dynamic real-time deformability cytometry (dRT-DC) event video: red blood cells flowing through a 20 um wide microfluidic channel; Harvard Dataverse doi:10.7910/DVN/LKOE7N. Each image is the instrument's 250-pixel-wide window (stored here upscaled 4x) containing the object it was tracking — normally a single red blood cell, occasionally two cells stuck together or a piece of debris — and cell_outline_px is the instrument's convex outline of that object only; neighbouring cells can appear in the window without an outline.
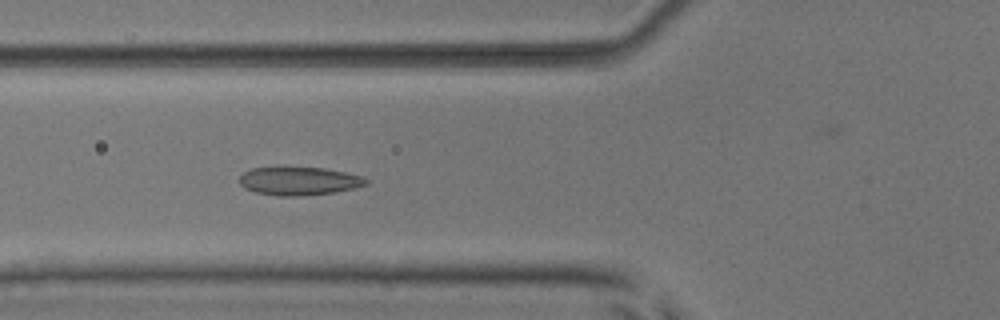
{"species": "common noctule bat (a hibernating species)", "species_latin": "Nyctalus noctula", "temperature_condition": "room temperature", "stored_images_in_passage": 8, "camera_frame_rate_fps": 3000, "um_per_image_px": 0.085, "animal": {"sex": "male", "body_mass_g": 17.9, "forearm_length_mm": 54.2}, "frame": {"image": 1, "passage_image": 7, "time_ms": 2.0, "image_size_px": [1000, 320], "cell_outline_px": [[368, 184], [356, 188], [332, 192], [304, 196], [276, 196], [256, 192], [244, 188], [240, 184], [240, 176], [244, 172], [252, 168], [324, 168], [344, 172], [360, 176], [368, 180]], "centroid_in_image_um": [25.41, 15.4], "position_along_channel_um": 100.4, "area_um2": 20.63}}
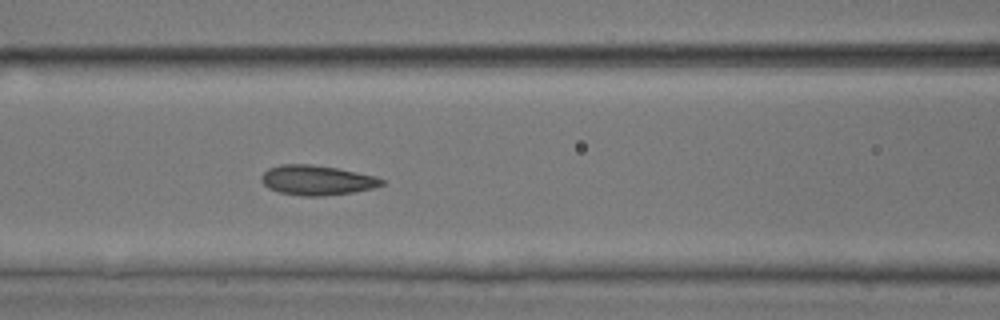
{"frame": {"image": 2, "passage_image": 8, "time_ms": 2.333, "image_size_px": [1000, 320], "cell_outline_px": [[384, 184], [372, 188], [352, 192], [320, 196], [304, 196], [280, 192], [268, 188], [260, 180], [260, 176], [268, 168], [280, 164], [312, 164], [336, 168], [376, 176], [384, 180]], "centroid_in_image_um": [26.9, 15.31], "position_along_channel_um": 139.7, "area_um2": 20.81}}